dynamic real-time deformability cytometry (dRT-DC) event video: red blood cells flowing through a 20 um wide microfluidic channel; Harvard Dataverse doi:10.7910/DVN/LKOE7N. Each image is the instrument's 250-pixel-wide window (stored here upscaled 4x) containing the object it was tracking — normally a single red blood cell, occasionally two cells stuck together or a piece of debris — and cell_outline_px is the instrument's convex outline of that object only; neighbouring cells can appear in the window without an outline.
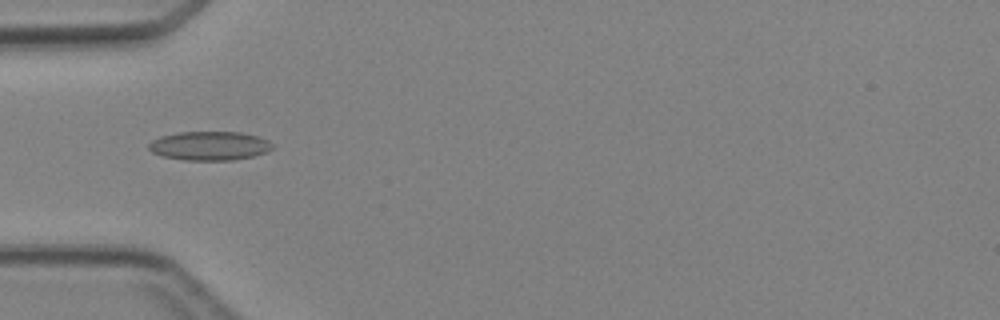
{"species": "Egyptian fruit bat (a non-hibernating species)", "species_latin": "Rousettus aegyptiacus", "temperature_condition": "cold", "stored_images_in_passage": 2, "camera_frame_rate_fps": 3000, "um_per_image_px": 0.085, "animal": {"sex": "female"}, "frame": {"image": 1, "passage_image": 1, "time_ms": 0.0, "image_size_px": [1000, 320], "cell_outline_px": [[276, 148], [252, 156], [232, 160], [184, 160], [160, 156], [152, 152], [148, 148], [148, 144], [152, 140], [160, 136], [176, 132], [240, 132], [256, 136], [268, 140]], "centroid_in_image_um": [17.77, 12.39], "position_along_channel_um": 67.2, "area_um2": 20.92}}
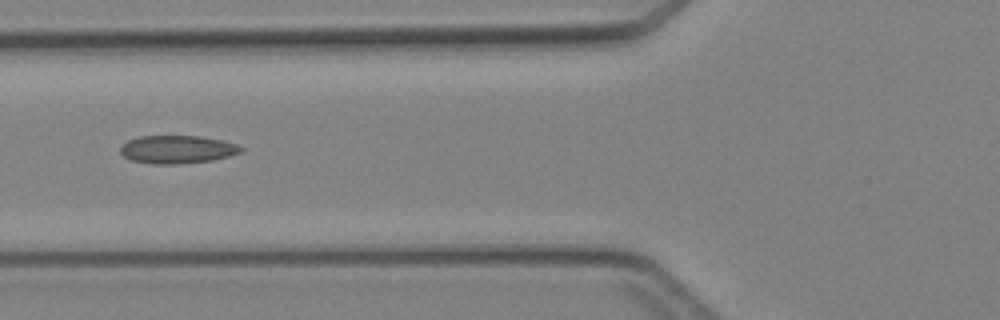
{"frame": {"image": 2, "passage_image": 2, "time_ms": 1.0, "image_size_px": [1000, 320], "cell_outline_px": [[244, 152], [212, 160], [176, 164], [152, 164], [132, 160], [124, 156], [120, 152], [120, 144], [128, 140], [140, 136], [200, 136], [220, 140], [236, 144], [244, 148]], "centroid_in_image_um": [15.05, 12.7], "position_along_channel_um": 110.7, "area_um2": 19.71}}